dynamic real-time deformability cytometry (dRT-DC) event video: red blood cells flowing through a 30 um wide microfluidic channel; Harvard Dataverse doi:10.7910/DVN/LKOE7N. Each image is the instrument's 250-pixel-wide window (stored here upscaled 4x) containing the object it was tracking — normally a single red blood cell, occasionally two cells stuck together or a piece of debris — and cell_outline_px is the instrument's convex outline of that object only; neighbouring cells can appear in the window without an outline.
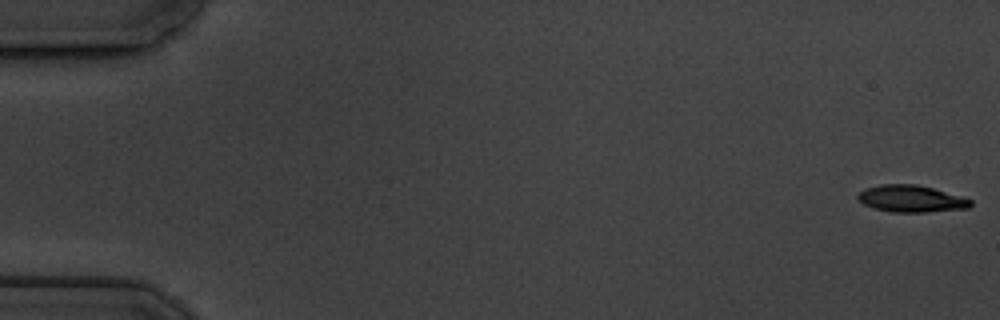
{"species": "common noctule bat (a hibernating species)", "species_latin": "Nyctalus noctula", "temperature_condition": "cold", "stored_images_in_passage": 5, "camera_frame_rate_fps": 3000, "um_per_image_px": 0.085, "animal": {"sex": "male", "body_mass_g": 19.5, "forearm_length_mm": 54.6}, "frame": {"image": 1, "passage_image": 1, "time_ms": 0.0, "image_size_px": [1000, 320], "cell_outline_px": [[972, 204], [968, 208], [928, 212], [892, 212], [872, 208], [864, 204], [856, 196], [864, 188], [880, 184], [916, 184], [964, 196], [972, 200]], "centroid_in_image_um": [77.46, 16.89], "position_along_channel_um": 7.5, "area_um2": 17.8}}
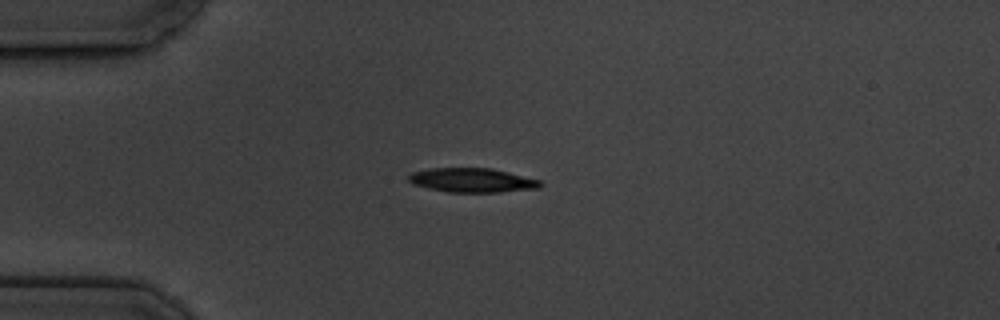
{"frame": {"image": 2, "passage_image": 5, "time_ms": 4.667, "image_size_px": [1000, 320], "cell_outline_px": [[544, 184], [540, 188], [500, 192], [448, 192], [428, 188], [412, 184], [408, 180], [408, 176], [412, 172], [428, 168], [492, 168], [540, 180]], "centroid_in_image_um": [40.13, 15.32], "position_along_channel_um": 44.9, "area_um2": 18.67}}